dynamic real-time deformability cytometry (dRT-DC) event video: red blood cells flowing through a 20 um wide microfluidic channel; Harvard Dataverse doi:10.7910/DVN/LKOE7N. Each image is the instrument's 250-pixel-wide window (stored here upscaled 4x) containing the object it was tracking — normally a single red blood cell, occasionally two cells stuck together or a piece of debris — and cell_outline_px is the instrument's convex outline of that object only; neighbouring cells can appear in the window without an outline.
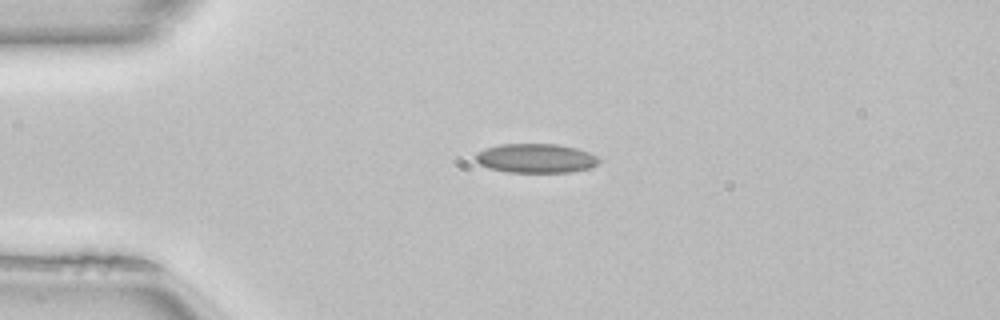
{"species": "common noctule bat (a hibernating species)", "species_latin": "Nyctalus noctula", "temperature_condition": "room temperature", "stored_images_in_passage": 39, "camera_frame_rate_fps": 3000, "um_per_image_px": 0.085, "animal": {"sex": "female", "body_mass_g": 22.7, "forearm_length_mm": 54.2}, "frame": {"image": 1, "passage_image": 1, "time_ms": 0.0, "image_size_px": [1000, 320], "cell_outline_px": [[600, 160], [596, 164], [588, 168], [572, 172], [508, 172], [488, 168], [480, 164], [476, 160], [476, 152], [484, 148], [500, 144], [556, 144], [576, 148], [588, 152], [596, 156]], "centroid_in_image_um": [45.51, 13.45], "position_along_channel_um": 39.5, "area_um2": 20.92}, "authors_computed_cell_mechanics": {"area_um2": 19.7098, "velocity_mm_per_s": 4.0927, "shape_relaxation_time_tau1_ms": null, "shape_relaxation_time_tau2_ms": 5.2034, "deformation_change_tau1": null, "deformation_change_tau2": 0.1224}}